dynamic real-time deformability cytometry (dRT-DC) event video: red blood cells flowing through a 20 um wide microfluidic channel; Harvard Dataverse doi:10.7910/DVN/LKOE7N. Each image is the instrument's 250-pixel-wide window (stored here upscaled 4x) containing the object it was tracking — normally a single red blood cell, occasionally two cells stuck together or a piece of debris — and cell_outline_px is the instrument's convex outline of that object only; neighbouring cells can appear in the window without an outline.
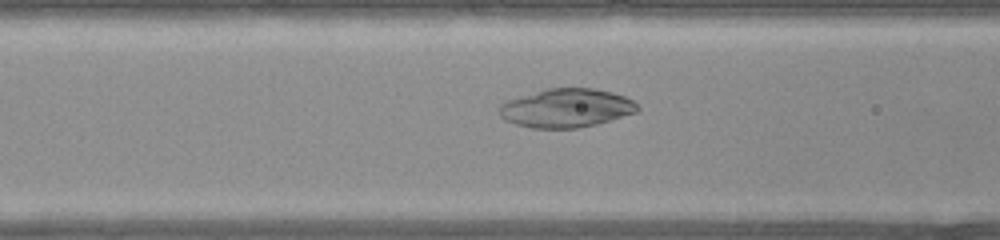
{"species": "common noctule bat (a hibernating species)", "species_latin": "Nyctalus noctula", "temperature_condition": "warm", "stored_images_in_passage": 33, "camera_frame_rate_fps": 3000, "um_per_image_px": 0.085, "animal": {"sex": "female", "body_mass_g": 22.0, "forearm_length_mm": 56.7}, "frame": {"image": 1, "passage_image": 9, "time_ms": 2.667, "image_size_px": [1000, 240], "cell_outline_px": [[640, 108], [636, 112], [596, 124], [576, 128], [532, 128], [516, 124], [504, 120], [500, 116], [500, 104], [508, 100], [520, 96], [548, 88], [592, 88], [612, 92], [624, 96], [632, 100]], "centroid_in_image_um": [48.13, 9.18], "position_along_channel_um": 118.5, "area_um2": 30.92}}
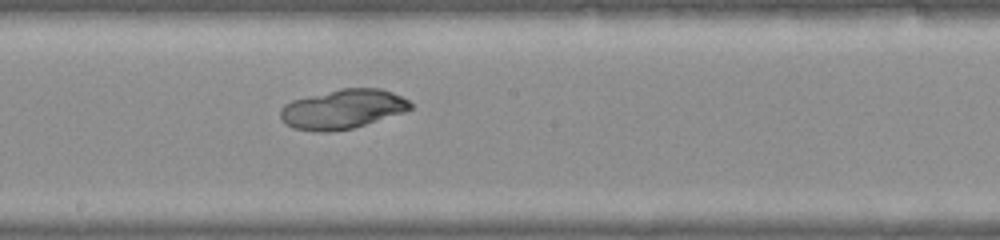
{"frame": {"image": 2, "passage_image": 15, "time_ms": 4.667, "image_size_px": [1000, 240], "cell_outline_px": [[412, 108], [404, 112], [352, 128], [328, 132], [316, 132], [292, 128], [284, 124], [280, 120], [280, 108], [284, 104], [292, 100], [340, 88], [380, 88], [392, 92], [408, 100], [412, 104]], "centroid_in_image_um": [29.07, 9.28], "position_along_channel_um": 219.1, "area_um2": 29.94}}
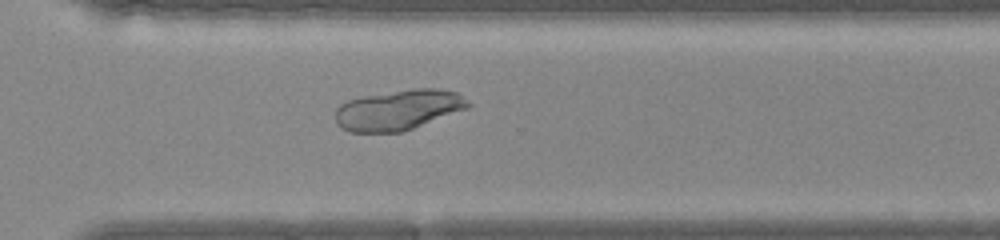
{"frame": {"image": 3, "passage_image": 22, "time_ms": 7.0, "image_size_px": [1000, 240], "cell_outline_px": [[472, 104], [468, 108], [412, 128], [400, 132], [348, 132], [340, 128], [336, 124], [336, 108], [340, 104], [348, 100], [364, 96], [412, 88], [436, 88], [456, 92], [468, 100]], "centroid_in_image_um": [33.84, 9.34], "position_along_channel_um": 336.8, "area_um2": 31.1}}